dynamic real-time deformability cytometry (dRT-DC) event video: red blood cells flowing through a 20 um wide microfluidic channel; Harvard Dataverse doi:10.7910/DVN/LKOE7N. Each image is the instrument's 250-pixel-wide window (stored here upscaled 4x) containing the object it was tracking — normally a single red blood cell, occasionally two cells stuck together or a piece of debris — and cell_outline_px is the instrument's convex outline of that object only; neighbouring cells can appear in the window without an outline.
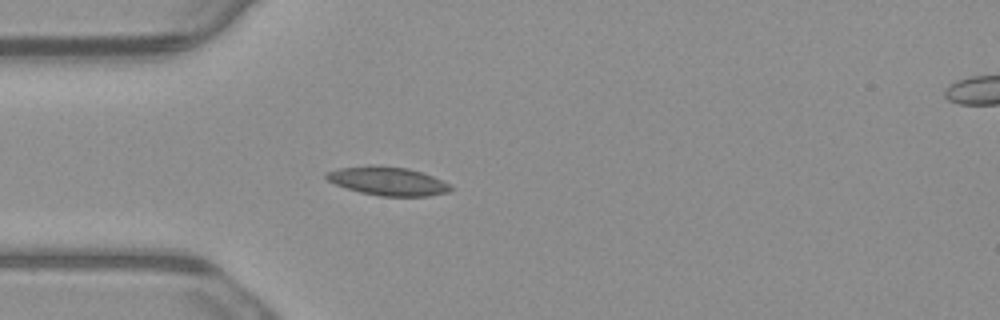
{"species": "common noctule bat (a hibernating species)", "species_latin": "Nyctalus noctula", "temperature_condition": "warm", "stored_images_in_passage": 5, "camera_frame_rate_fps": 3000, "um_per_image_px": 0.085, "animal": {"sex": "male", "body_mass_g": 23.1, "forearm_length_mm": 52.7}, "frame": {"image": 1, "passage_image": 4, "time_ms": 1.0, "image_size_px": [1000, 320], "cell_outline_px": [[452, 188], [448, 192], [428, 196], [380, 196], [360, 192], [336, 184], [328, 180], [324, 176], [324, 172], [340, 168], [368, 164], [408, 168], [444, 180], [452, 184]], "centroid_in_image_um": [32.97, 15.38], "position_along_channel_um": 52.0, "area_um2": 20.81}}